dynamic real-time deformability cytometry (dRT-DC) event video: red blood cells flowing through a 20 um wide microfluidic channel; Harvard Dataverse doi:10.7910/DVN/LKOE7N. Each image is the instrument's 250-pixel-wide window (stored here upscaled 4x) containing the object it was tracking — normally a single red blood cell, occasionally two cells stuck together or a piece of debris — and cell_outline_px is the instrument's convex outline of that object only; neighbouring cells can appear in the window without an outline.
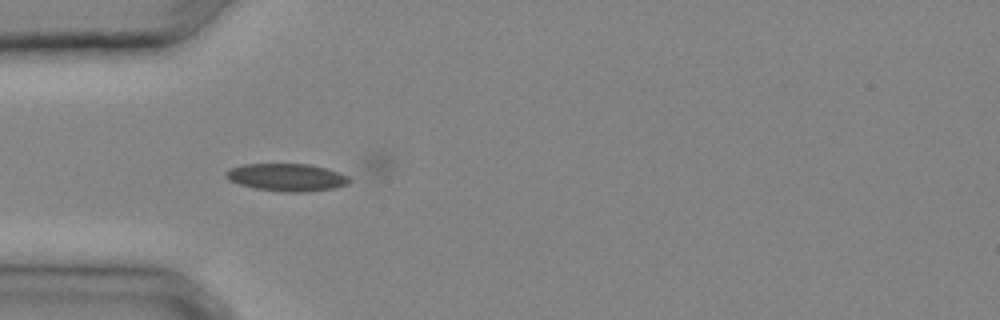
{"species": "common noctule bat (a hibernating species)", "species_latin": "Nyctalus noctula", "temperature_condition": "cold", "stored_images_in_passage": 13, "camera_frame_rate_fps": 3000, "um_per_image_px": 0.085, "animal": {"sex": "male", "body_mass_g": 20.4}, "frame": {"image": 1, "passage_image": 1, "time_ms": 0.0, "image_size_px": [1000, 320], "cell_outline_px": [[392, 168], [380, 176], [336, 188], [308, 192], [280, 192], [252, 188], [240, 184], [224, 176], [224, 172], [232, 168], [244, 164], [372, 152], [388, 152], [392, 160]], "centroid_in_image_um": [26.49, 14.65], "position_along_channel_um": 58.5, "area_um2": 33.0}}
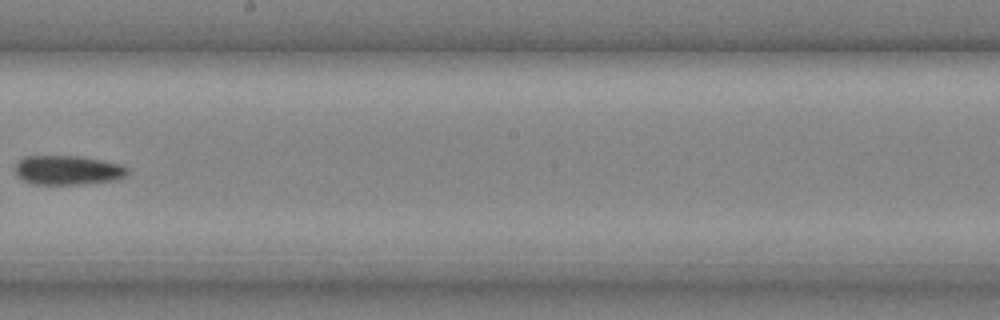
{"frame": {"image": 2, "passage_image": 10, "time_ms": 3.0, "image_size_px": [1000, 320], "cell_outline_px": [[128, 176], [116, 180], [80, 184], [32, 184], [16, 176], [16, 164], [24, 156], [76, 156], [124, 164], [128, 168]], "centroid_in_image_um": [5.8, 14.47], "position_along_channel_um": 242.4, "area_um2": 19.25}}
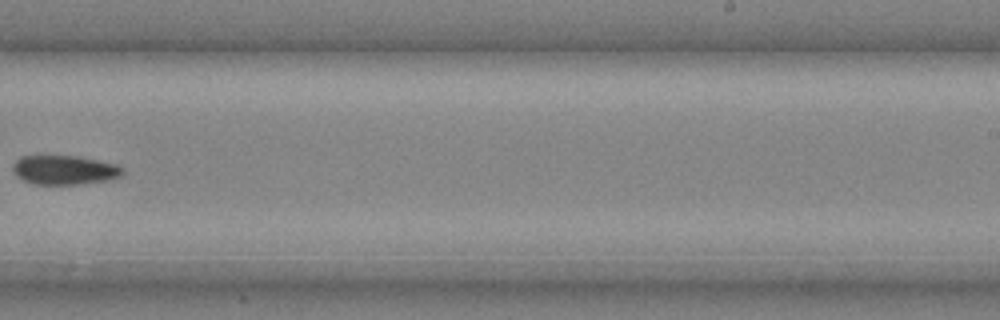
{"frame": {"image": 3, "passage_image": 12, "time_ms": 3.667, "image_size_px": [1000, 320], "cell_outline_px": [[124, 172], [120, 176], [108, 180], [76, 184], [32, 184], [16, 176], [12, 168], [12, 164], [20, 156], [36, 152], [76, 156], [116, 164], [124, 168]], "centroid_in_image_um": [5.38, 14.39], "position_along_channel_um": 283.6, "area_um2": 19.42}}